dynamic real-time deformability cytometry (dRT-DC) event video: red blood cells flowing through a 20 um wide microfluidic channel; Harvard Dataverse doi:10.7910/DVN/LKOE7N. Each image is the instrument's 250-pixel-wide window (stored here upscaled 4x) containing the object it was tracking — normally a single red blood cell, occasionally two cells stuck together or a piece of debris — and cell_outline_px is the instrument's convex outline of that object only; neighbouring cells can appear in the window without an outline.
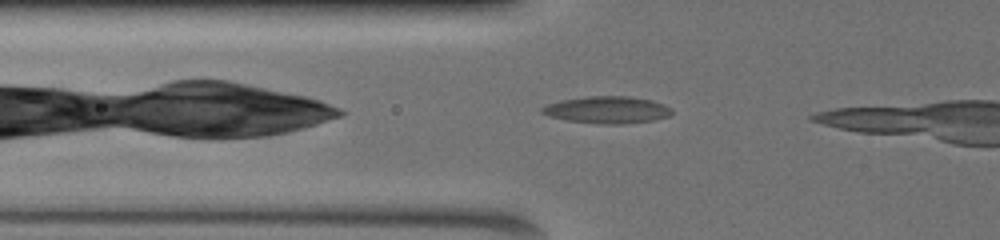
{"species": "common noctule bat (a hibernating species)", "species_latin": "Nyctalus noctula", "temperature_condition": "warm", "stored_images_in_passage": 6, "camera_frame_rate_fps": 3000, "um_per_image_px": 0.085, "animal": {"sex": "female", "body_mass_g": 19.5, "forearm_length_mm": 54.1}, "frame": {"image": 1, "passage_image": 4, "time_ms": 1.0, "image_size_px": [1000, 240], "cell_outline_px": [[672, 112], [668, 116], [652, 120], [624, 124], [600, 124], [568, 120], [548, 116], [540, 112], [540, 108], [544, 104], [560, 100], [588, 96], [628, 96], [652, 100], [664, 104], [672, 108]], "centroid_in_image_um": [51.57, 9.33], "position_along_channel_um": 74.2, "area_um2": 20.58}}